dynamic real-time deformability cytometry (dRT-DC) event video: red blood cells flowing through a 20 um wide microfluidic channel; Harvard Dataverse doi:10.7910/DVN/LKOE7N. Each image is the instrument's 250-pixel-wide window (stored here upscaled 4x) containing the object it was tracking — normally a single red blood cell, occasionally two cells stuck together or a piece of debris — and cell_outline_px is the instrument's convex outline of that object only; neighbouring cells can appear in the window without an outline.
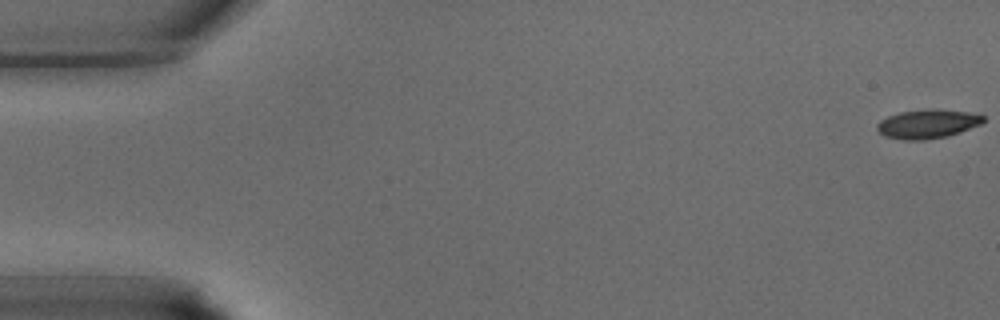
{"species": "common noctule bat (a hibernating species)", "species_latin": "Nyctalus noctula", "temperature_condition": "warm", "stored_images_in_passage": 33, "camera_frame_rate_fps": 3000, "um_per_image_px": 0.085, "animal": {"sex": "male", "body_mass_g": 15.6}, "frame": {"image": 1, "passage_image": 1, "time_ms": 0.0, "image_size_px": [1000, 320], "cell_outline_px": [[984, 120], [980, 124], [960, 132], [948, 136], [924, 140], [904, 140], [884, 136], [876, 128], [876, 124], [880, 120], [888, 116], [900, 112], [924, 108], [940, 108], [968, 112], [984, 116]], "centroid_in_image_um": [78.82, 10.51], "position_along_channel_um": 6.2, "area_um2": 18.15}}
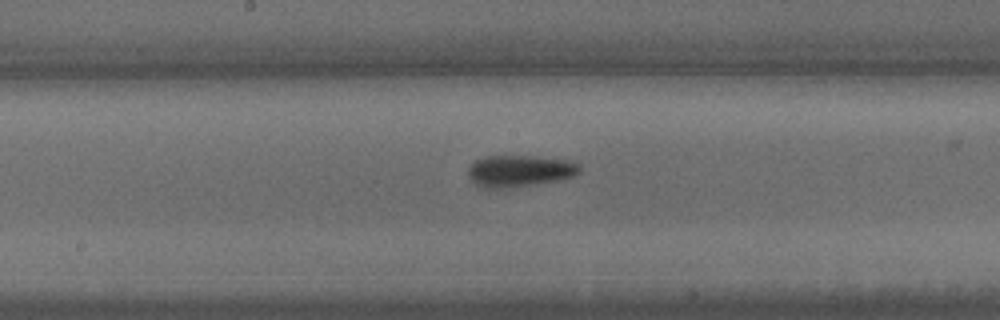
{"frame": {"image": 2, "passage_image": 21, "time_ms": 6.667, "image_size_px": [1000, 320], "cell_outline_px": [[580, 172], [572, 176], [560, 180], [504, 188], [480, 188], [468, 176], [468, 168], [476, 160], [484, 156], [536, 156], [568, 160], [580, 164]], "centroid_in_image_um": [44.16, 14.52], "position_along_channel_um": 204.0, "area_um2": 20.52}}
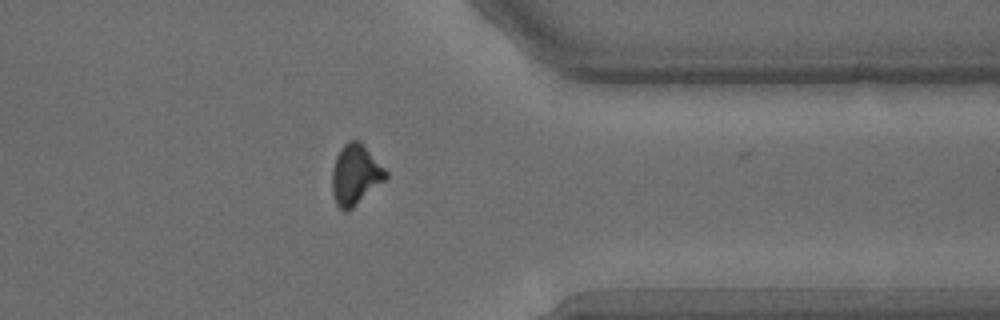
{"frame": {"image": 3, "passage_image": 32, "time_ms": 10.333, "image_size_px": [1000, 320], "cell_outline_px": [[388, 176], [384, 180], [348, 212], [344, 212], [336, 204], [332, 192], [332, 168], [336, 156], [340, 148], [348, 140], [360, 140], [388, 172]], "centroid_in_image_um": [30.19, 14.84], "position_along_channel_um": 381.2, "area_um2": 18.9}}